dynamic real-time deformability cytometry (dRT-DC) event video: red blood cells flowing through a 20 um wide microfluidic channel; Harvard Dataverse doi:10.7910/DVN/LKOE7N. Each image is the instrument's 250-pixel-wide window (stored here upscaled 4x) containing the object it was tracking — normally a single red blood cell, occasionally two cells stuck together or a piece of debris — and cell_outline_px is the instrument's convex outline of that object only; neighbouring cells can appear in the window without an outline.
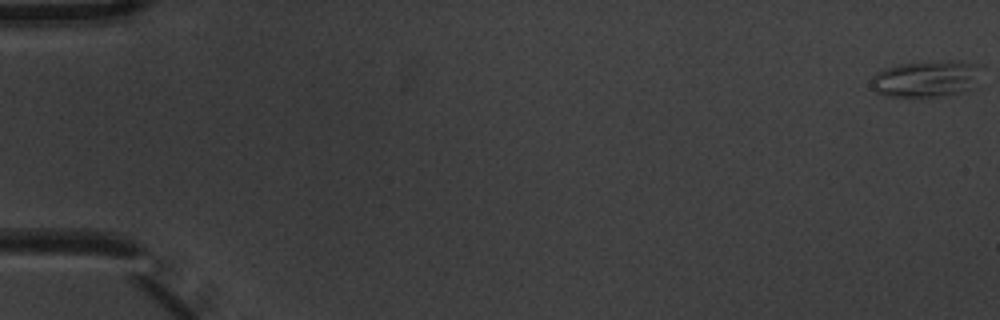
{"species": "common noctule bat (a hibernating species)", "species_latin": "Nyctalus noctula", "temperature_condition": "warm", "stored_images_in_passage": 6, "camera_frame_rate_fps": 3000, "um_per_image_px": 0.085, "animal": {"sex": "male", "body_mass_g": 20.1, "forearm_length_mm": 53.5}, "frame": {"image": 1, "passage_image": 1, "time_ms": 0.0, "image_size_px": [1000, 320], "cell_outline_px": [[972, 84], [968, 88], [960, 92], [940, 96], [912, 100], [884, 96], [876, 92], [872, 88], [872, 76], [876, 72], [884, 68], [900, 64], [928, 60], [952, 60], [972, 64]], "centroid_in_image_um": [78.46, 6.74], "position_along_channel_um": 6.5, "area_um2": 23.24}}
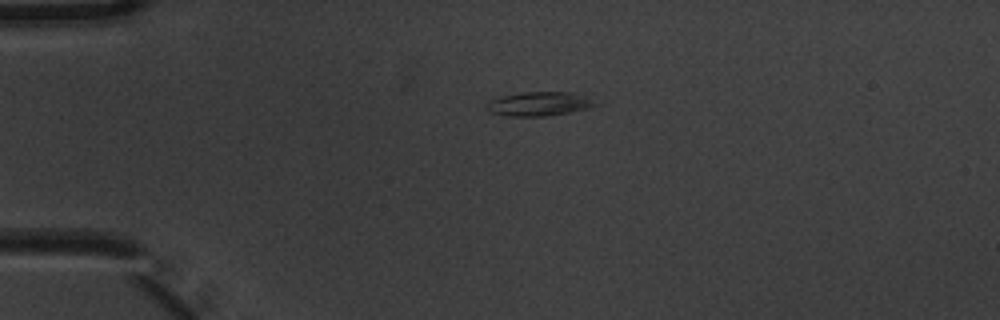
{"frame": {"image": 2, "passage_image": 5, "time_ms": 1.333, "image_size_px": [1000, 320], "cell_outline_px": [[604, 104], [588, 108], [568, 112], [544, 116], [508, 116], [492, 112], [484, 108], [488, 100], [500, 96], [524, 92], [568, 92]], "centroid_in_image_um": [45.78, 8.83], "position_along_channel_um": 39.2, "area_um2": 15.09}}